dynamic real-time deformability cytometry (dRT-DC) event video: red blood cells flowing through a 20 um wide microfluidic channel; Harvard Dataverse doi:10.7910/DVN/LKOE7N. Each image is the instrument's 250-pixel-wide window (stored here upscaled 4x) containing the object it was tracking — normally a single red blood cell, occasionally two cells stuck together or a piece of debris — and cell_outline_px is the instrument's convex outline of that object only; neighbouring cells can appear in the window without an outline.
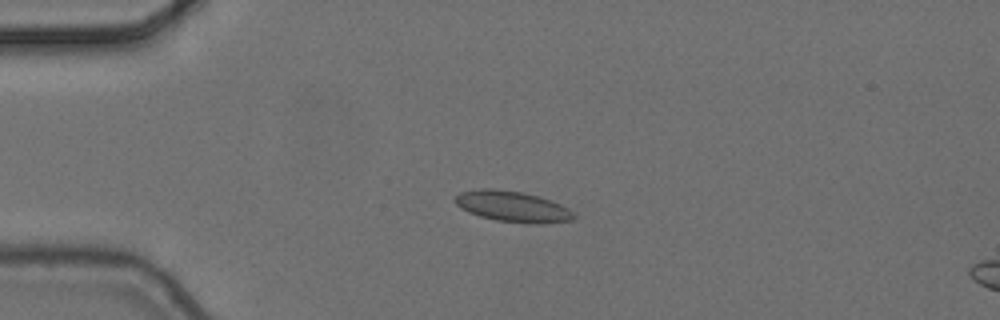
{"species": "common noctule bat (a hibernating species)", "species_latin": "Nyctalus noctula", "temperature_condition": "cold", "stored_images_in_passage": 6, "camera_frame_rate_fps": 3000, "um_per_image_px": 0.085, "animal": {"sex": "female", "body_mass_g": 24.6, "forearm_length_mm": 56.2}, "frame": {"image": 1, "passage_image": 4, "time_ms": 1.0, "image_size_px": [1000, 320], "cell_outline_px": [[576, 220], [540, 224], [528, 224], [496, 220], [480, 216], [468, 212], [460, 208], [452, 200], [460, 192], [480, 188], [492, 188], [520, 192], [536, 196], [560, 204], [568, 208], [576, 216]], "centroid_in_image_um": [43.55, 17.57], "position_along_channel_um": 41.5, "area_um2": 21.39}}